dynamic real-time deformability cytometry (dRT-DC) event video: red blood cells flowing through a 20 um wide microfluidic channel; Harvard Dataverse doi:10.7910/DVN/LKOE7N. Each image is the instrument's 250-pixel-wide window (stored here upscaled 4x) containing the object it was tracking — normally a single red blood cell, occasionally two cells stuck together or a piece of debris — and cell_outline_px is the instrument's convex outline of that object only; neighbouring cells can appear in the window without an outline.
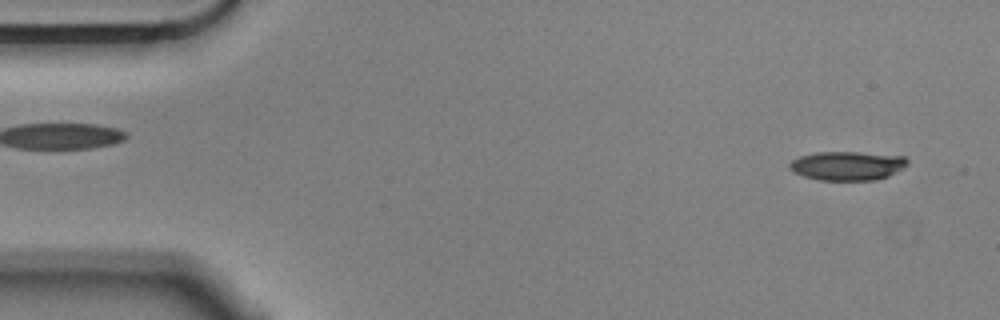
{"species": "Egyptian fruit bat (a non-hibernating species)", "species_latin": "Rousettus aegyptiacus", "temperature_condition": "cold", "stored_images_in_passage": 55, "camera_frame_rate_fps": 3000, "um_per_image_px": 0.085, "animal": {"sex": "male"}, "frame": {"image": 1, "passage_image": 3, "time_ms": 0.667, "image_size_px": [1000, 320], "cell_outline_px": [[908, 164], [904, 168], [888, 176], [876, 180], [820, 180], [804, 176], [792, 172], [788, 168], [788, 164], [792, 160], [800, 156], [816, 152], [856, 152], [904, 156], [908, 160]], "centroid_in_image_um": [72.01, 14.09], "position_along_channel_um": 13.0, "area_um2": 20.0}}
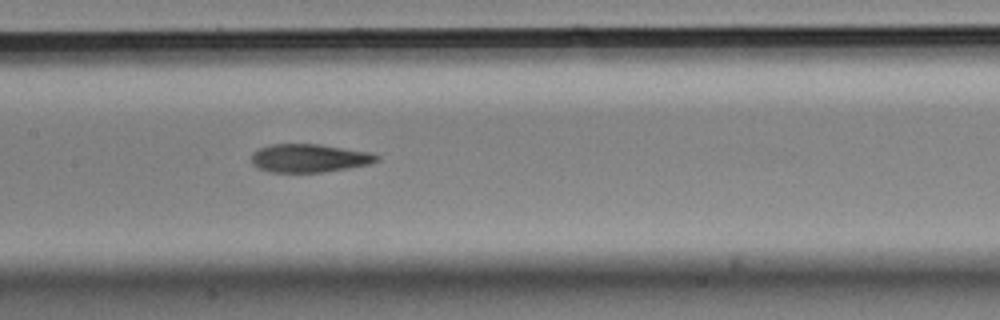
{"frame": {"image": 2, "passage_image": 26, "time_ms": 8.333, "image_size_px": [1000, 320], "cell_outline_px": [[380, 160], [368, 164], [348, 168], [324, 172], [268, 172], [256, 168], [252, 164], [252, 152], [260, 148], [272, 144], [320, 144], [372, 152], [380, 156]], "centroid_in_image_um": [26.29, 13.44], "position_along_channel_um": 181.1, "area_um2": 20.87}}
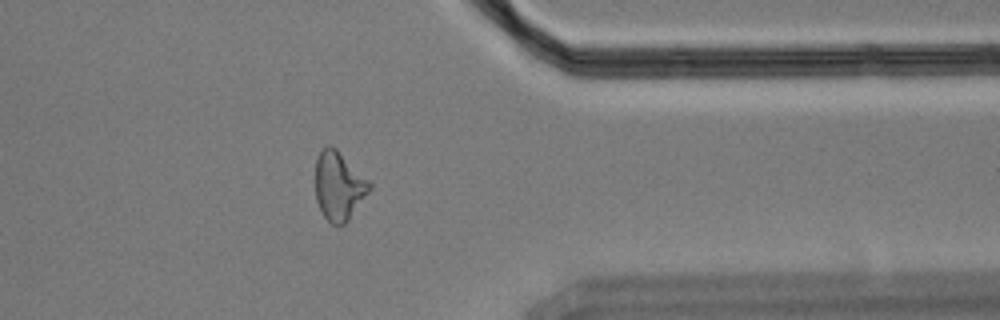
{"frame": {"image": 3, "passage_image": 44, "time_ms": 14.333, "image_size_px": [1000, 320], "cell_outline_px": [[372, 188], [348, 220], [344, 224], [332, 224], [324, 216], [316, 200], [316, 160], [320, 152], [328, 144], [336, 148], [372, 184]], "centroid_in_image_um": [28.8, 15.8], "position_along_channel_um": 382.6, "area_um2": 21.27}, "authors_computed_cell_mechanics": {"area_um2": 21.2704, "velocity_mm_per_s": 3.5709, "shape_relaxation_time_tau1_ms": 4.5799, "shape_relaxation_time_tau2_ms": 3.7574, "deformation_change_tau1": 0.1746, "deformation_change_tau2": 0.133}}